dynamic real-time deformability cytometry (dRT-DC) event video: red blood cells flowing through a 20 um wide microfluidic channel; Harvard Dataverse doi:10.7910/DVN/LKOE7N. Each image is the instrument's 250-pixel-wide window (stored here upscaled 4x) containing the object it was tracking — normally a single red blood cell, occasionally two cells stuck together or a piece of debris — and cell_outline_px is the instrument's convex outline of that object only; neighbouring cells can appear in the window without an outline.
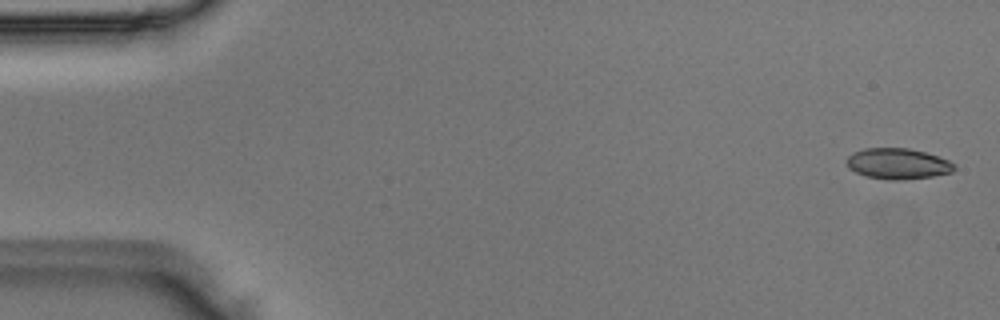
{"species": "Egyptian fruit bat (a non-hibernating species)", "species_latin": "Rousettus aegyptiacus", "temperature_condition": "room temperature", "stored_images_in_passage": 51, "camera_frame_rate_fps": 3000, "um_per_image_px": 0.085, "animal": {"sex": "male"}, "frame": {"image": 1, "passage_image": 2, "time_ms": 0.333, "image_size_px": [1000, 320], "cell_outline_px": [[956, 168], [952, 172], [932, 176], [900, 180], [888, 180], [868, 176], [856, 172], [848, 168], [844, 160], [852, 152], [864, 148], [908, 148], [924, 152], [948, 160], [956, 164]], "centroid_in_image_um": [76.28, 13.91], "position_along_channel_um": 8.7, "area_um2": 19.36}}
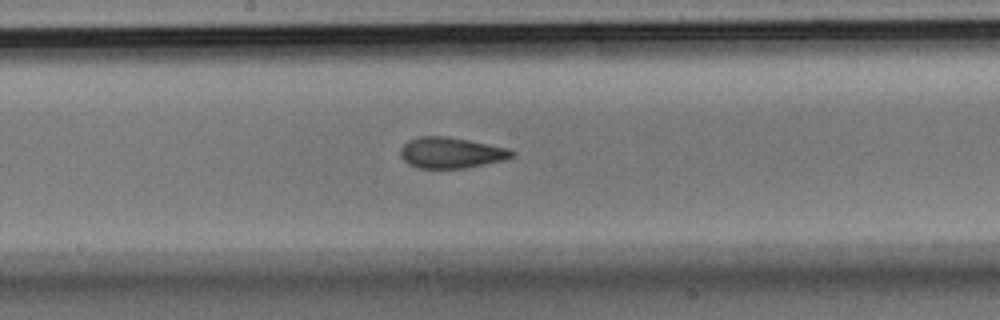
{"frame": {"image": 2, "passage_image": 27, "time_ms": 8.667, "image_size_px": [1000, 320], "cell_outline_px": [[516, 156], [508, 160], [464, 168], [416, 168], [408, 164], [400, 156], [400, 148], [408, 140], [420, 136], [444, 136], [468, 140], [508, 148], [516, 152]], "centroid_in_image_um": [38.37, 12.99], "position_along_channel_um": 209.8, "area_um2": 20.29}}
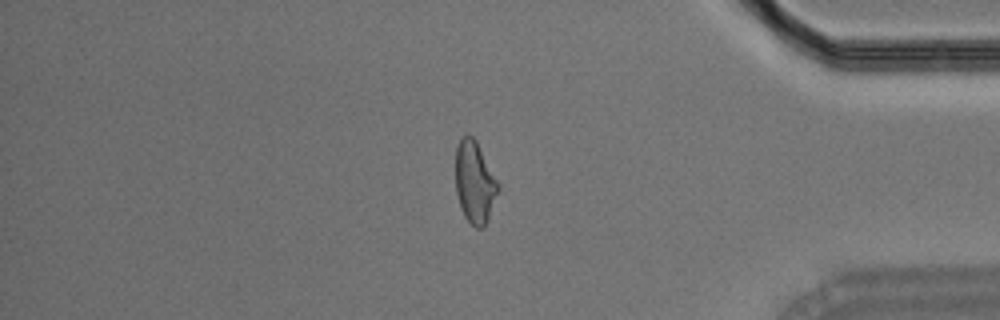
{"frame": {"image": 3, "passage_image": 43, "time_ms": 14.0, "image_size_px": [1000, 320], "cell_outline_px": [[500, 188], [484, 228], [476, 228], [464, 216], [456, 192], [456, 148], [460, 136], [468, 132], [476, 140], [500, 184]], "centroid_in_image_um": [40.36, 15.44], "position_along_channel_um": 394.8, "area_um2": 20.46}}